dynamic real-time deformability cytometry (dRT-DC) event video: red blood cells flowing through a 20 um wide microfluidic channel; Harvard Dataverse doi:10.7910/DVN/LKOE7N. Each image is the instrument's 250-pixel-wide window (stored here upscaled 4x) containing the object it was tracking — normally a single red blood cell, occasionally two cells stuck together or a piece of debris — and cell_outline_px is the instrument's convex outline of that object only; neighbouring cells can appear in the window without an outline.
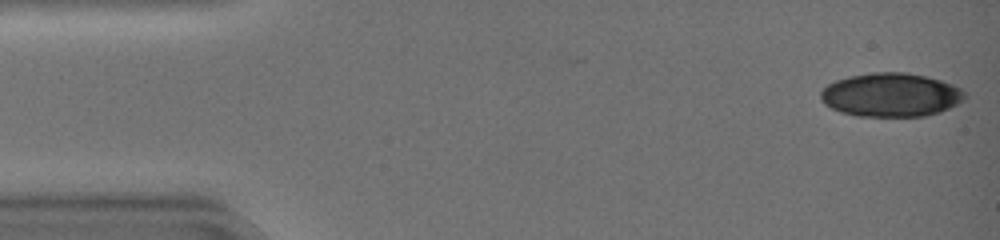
{"species": "common noctule bat (a hibernating species)", "species_latin": "Nyctalus noctula", "temperature_condition": "warm", "stored_images_in_passage": 13, "camera_frame_rate_fps": 3000, "um_per_image_px": 0.085, "animal": {"sex": "female", "body_mass_g": 19.0, "forearm_length_mm": 51.5}, "frame": {"image": 1, "passage_image": 1, "time_ms": 0.0, "image_size_px": [1000, 240], "cell_outline_px": [[968, 96], [964, 100], [940, 112], [924, 116], [860, 116], [840, 112], [824, 104], [820, 100], [820, 92], [828, 84], [836, 80], [848, 76], [872, 72], [908, 72], [928, 76], [952, 84], [968, 92]], "centroid_in_image_um": [75.75, 8.05], "position_along_channel_um": 9.3, "area_um2": 37.05}}